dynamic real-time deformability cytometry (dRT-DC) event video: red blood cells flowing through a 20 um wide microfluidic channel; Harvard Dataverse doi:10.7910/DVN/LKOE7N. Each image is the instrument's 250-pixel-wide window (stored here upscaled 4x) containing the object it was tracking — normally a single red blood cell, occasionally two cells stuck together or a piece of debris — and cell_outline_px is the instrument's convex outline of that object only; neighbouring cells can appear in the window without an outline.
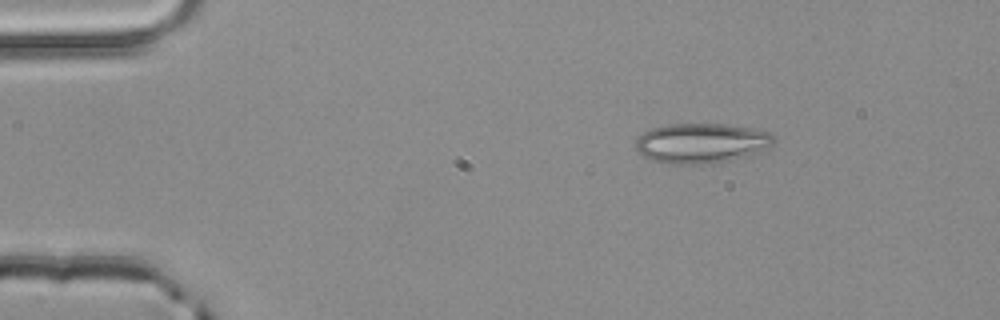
{"species": "common noctule bat (a hibernating species)", "species_latin": "Nyctalus noctula", "temperature_condition": "room temperature", "stored_images_in_passage": 2, "camera_frame_rate_fps": 3000, "um_per_image_px": 0.085, "animal": {"sex": "male", "body_mass_g": 20.4}, "frame": {"image": 1, "passage_image": 1, "time_ms": 0.0, "image_size_px": [1000, 320], "cell_outline_px": [[772, 144], [768, 148], [756, 152], [728, 160], [712, 164], [672, 164], [652, 160], [636, 152], [636, 140], [644, 132], [652, 128], [668, 124], [724, 124], [756, 128], [768, 132], [772, 136]], "centroid_in_image_um": [59.58, 12.16], "position_along_channel_um": 25.4, "area_um2": 31.96}}